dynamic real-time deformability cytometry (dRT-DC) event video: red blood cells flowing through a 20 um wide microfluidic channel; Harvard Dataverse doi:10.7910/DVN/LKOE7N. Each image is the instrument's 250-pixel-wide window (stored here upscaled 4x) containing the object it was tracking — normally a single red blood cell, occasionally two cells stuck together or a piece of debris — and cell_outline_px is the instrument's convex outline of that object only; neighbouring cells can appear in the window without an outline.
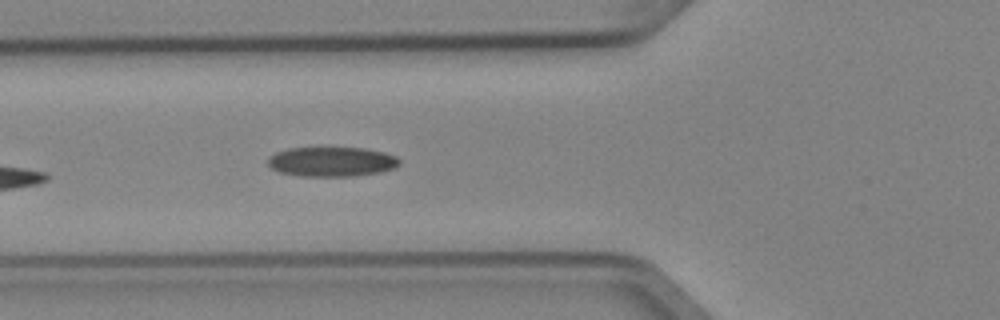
{"species": "Egyptian fruit bat (a non-hibernating species)", "species_latin": "Rousettus aegyptiacus", "temperature_condition": "cold", "stored_images_in_passage": 5, "camera_frame_rate_fps": 3000, "um_per_image_px": 0.085, "animal": {"sex": "female"}, "frame": {"image": 1, "passage_image": 5, "time_ms": 1.333, "image_size_px": [1000, 320], "cell_outline_px": [[400, 164], [392, 168], [380, 172], [352, 176], [300, 176], [280, 172], [272, 168], [268, 164], [268, 156], [276, 152], [288, 148], [364, 148], [384, 152], [396, 156], [400, 160]], "centroid_in_image_um": [28.18, 13.74], "position_along_channel_um": 97.6, "area_um2": 22.66}}